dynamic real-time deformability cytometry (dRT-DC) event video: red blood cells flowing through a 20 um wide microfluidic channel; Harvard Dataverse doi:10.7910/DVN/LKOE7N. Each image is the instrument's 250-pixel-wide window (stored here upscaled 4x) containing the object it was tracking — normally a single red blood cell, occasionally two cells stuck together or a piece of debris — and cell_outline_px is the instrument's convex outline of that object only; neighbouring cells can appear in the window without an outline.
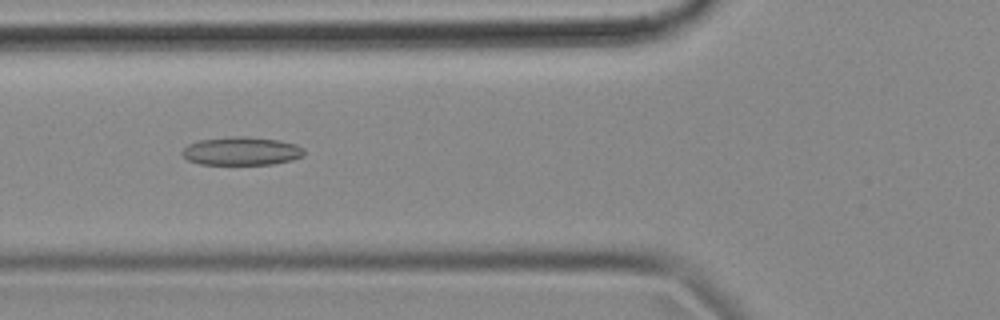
{"species": "common noctule bat (a hibernating species)", "species_latin": "Nyctalus noctula", "temperature_condition": "cold", "stored_images_in_passage": 55, "camera_frame_rate_fps": 3000, "um_per_image_px": 0.085, "animal": {"sex": "female", "body_mass_g": 18.4}, "frame": {"image": 1, "passage_image": 20, "time_ms": 6.333, "image_size_px": [1000, 320], "cell_outline_px": [[304, 156], [292, 160], [272, 164], [200, 164], [188, 160], [180, 152], [188, 144], [200, 140], [232, 136], [248, 136], [280, 140], [296, 144], [304, 148]], "centroid_in_image_um": [20.55, 12.83], "position_along_channel_um": 105.2, "area_um2": 20.23}}
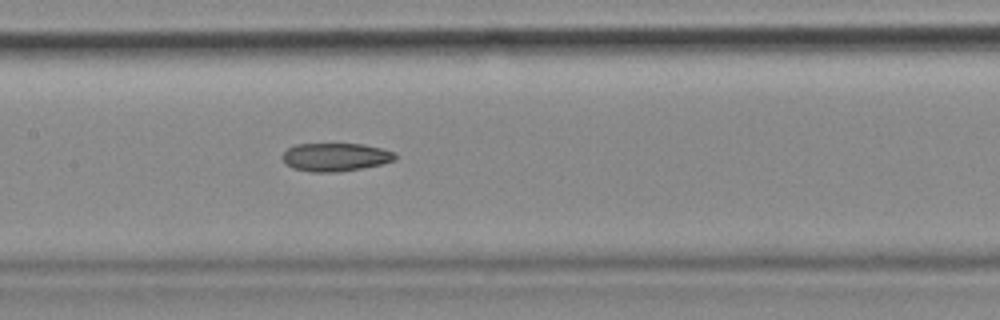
{"frame": {"image": 2, "passage_image": 26, "time_ms": 8.333, "image_size_px": [1000, 320], "cell_outline_px": [[396, 160], [384, 164], [340, 172], [312, 172], [292, 168], [284, 164], [280, 156], [288, 148], [296, 144], [364, 144], [384, 148], [396, 152]], "centroid_in_image_um": [28.53, 13.35], "position_along_channel_um": 178.9, "area_um2": 18.96}}
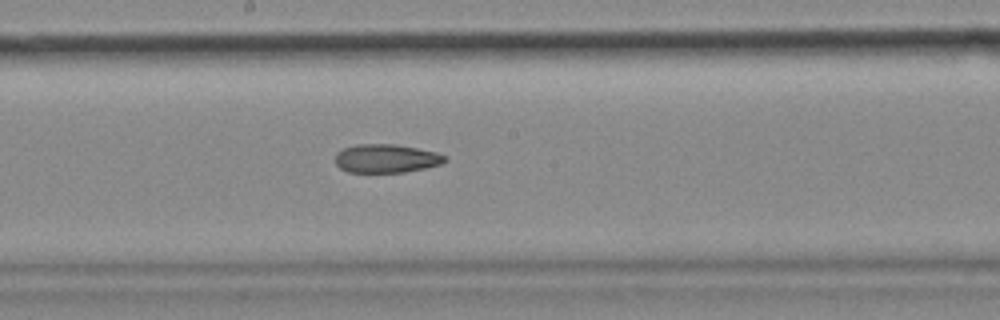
{"frame": {"image": 3, "passage_image": 29, "time_ms": 9.333, "image_size_px": [1000, 320], "cell_outline_px": [[448, 160], [440, 164], [424, 168], [404, 172], [348, 172], [340, 168], [336, 164], [336, 152], [344, 148], [356, 144], [396, 144], [436, 152], [448, 156]], "centroid_in_image_um": [32.84, 13.46], "position_along_channel_um": 215.4, "area_um2": 18.26}, "authors_computed_cell_mechanics": {"area_um2": 20.0566, "velocity_mm_per_s": 3.6652, "shape_relaxation_time_tau1_ms": null, "shape_relaxation_time_tau2_ms": 9.2399, "deformation_change_tau1": null, "deformation_change_tau2": 0.1971}}